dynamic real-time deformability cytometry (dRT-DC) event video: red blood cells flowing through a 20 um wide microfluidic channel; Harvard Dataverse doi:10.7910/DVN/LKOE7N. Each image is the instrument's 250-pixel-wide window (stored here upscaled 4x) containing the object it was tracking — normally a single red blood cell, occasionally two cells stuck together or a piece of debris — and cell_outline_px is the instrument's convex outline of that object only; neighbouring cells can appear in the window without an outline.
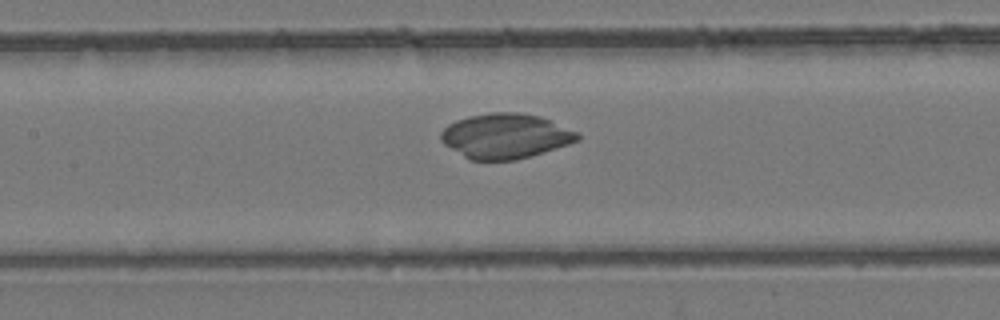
{"species": "common noctule bat (a hibernating species)", "species_latin": "Nyctalus noctula", "temperature_condition": "room temperature", "stored_images_in_passage": 53, "camera_frame_rate_fps": 3000, "um_per_image_px": 0.085, "animal": {"sex": "female", "body_mass_g": 24.6, "forearm_length_mm": 56.2}, "frame": {"image": 1, "passage_image": 25, "time_ms": 8.0, "image_size_px": [1000, 320], "cell_outline_px": [[580, 140], [568, 144], [516, 160], [472, 160], [464, 156], [444, 144], [440, 140], [440, 132], [448, 124], [456, 120], [468, 116], [488, 112], [520, 112], [540, 116], [576, 132], [580, 136]], "centroid_in_image_um": [42.92, 11.55], "position_along_channel_um": 164.5, "area_um2": 35.55}}
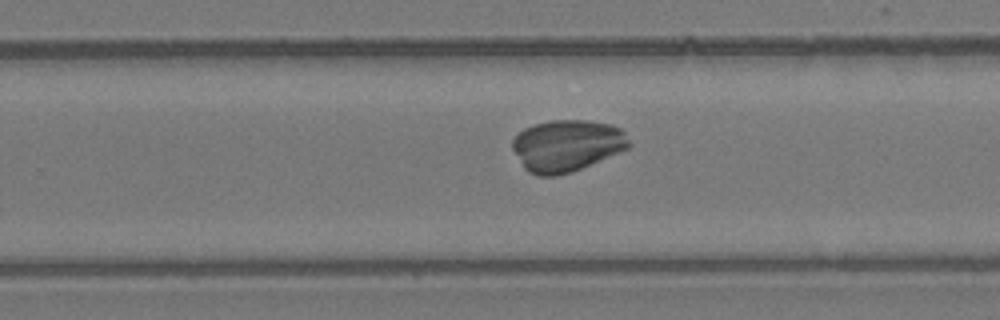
{"frame": {"image": 2, "passage_image": 34, "time_ms": 11.0, "image_size_px": [1000, 320], "cell_outline_px": [[632, 144], [628, 148], [572, 172], [556, 176], [536, 176], [528, 172], [524, 168], [512, 148], [512, 140], [524, 128], [536, 124], [552, 120], [584, 120], [612, 124], [620, 128], [624, 132]], "centroid_in_image_um": [48.18, 12.38], "position_along_channel_um": 281.6, "area_um2": 35.08}}
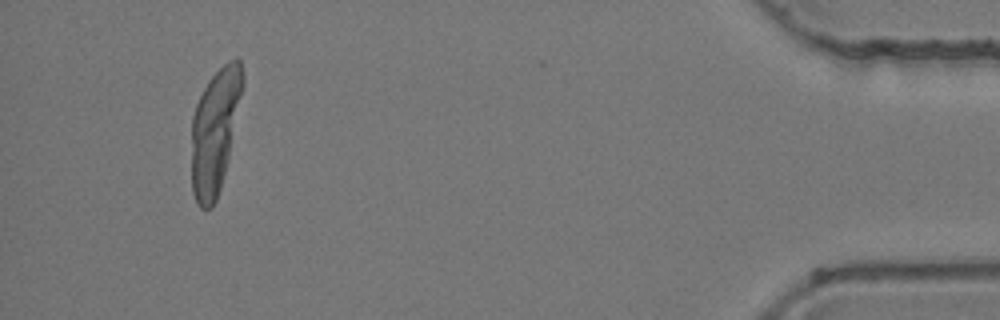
{"frame": {"image": 3, "passage_image": 50, "time_ms": 16.333, "image_size_px": [1000, 320], "cell_outline_px": [[244, 84], [228, 156], [220, 188], [216, 200], [212, 208], [200, 208], [196, 204], [192, 192], [192, 116], [196, 104], [208, 80], [228, 60], [236, 56], [240, 60], [244, 72]], "centroid_in_image_um": [18.27, 11.1], "position_along_channel_um": 416.9, "area_um2": 36.82}}